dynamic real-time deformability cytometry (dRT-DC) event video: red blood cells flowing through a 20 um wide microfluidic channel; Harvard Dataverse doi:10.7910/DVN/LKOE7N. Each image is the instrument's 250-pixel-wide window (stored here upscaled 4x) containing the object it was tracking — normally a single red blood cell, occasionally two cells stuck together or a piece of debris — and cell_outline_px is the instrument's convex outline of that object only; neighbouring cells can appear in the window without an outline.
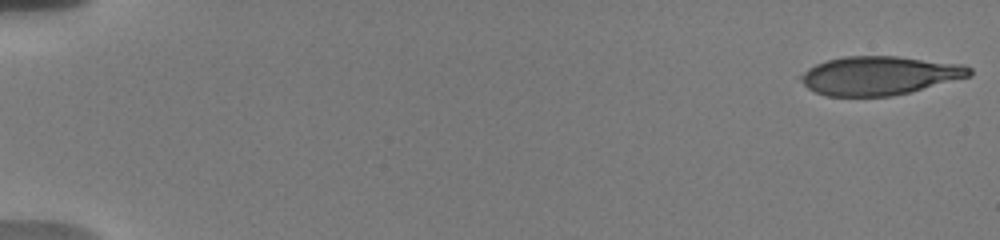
{"species": "human", "species_latin": "Homo sapiens", "temperature_condition": "warm", "stored_images_in_passage": 18, "camera_frame_rate_fps": 3000, "um_per_image_px": 0.085, "donor": {"sex": "male"}, "frame": {"image": 1, "passage_image": 1, "time_ms": 0.0, "image_size_px": [1000, 240], "cell_outline_px": [[972, 76], [892, 96], [828, 96], [816, 92], [808, 88], [796, 76], [808, 68], [816, 64], [828, 60], [844, 56], [896, 56], [964, 64], [972, 68]], "centroid_in_image_um": [74.74, 6.41], "position_along_channel_um": 10.3, "area_um2": 38.09}}
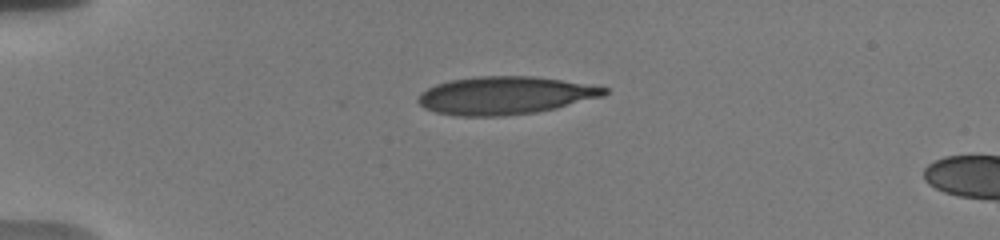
{"frame": {"image": 2, "passage_image": 14, "time_ms": 4.333, "image_size_px": [1000, 240], "cell_outline_px": [[608, 92], [604, 96], [556, 108], [536, 112], [504, 116], [456, 116], [436, 112], [424, 108], [416, 100], [420, 92], [436, 84], [448, 80], [476, 76], [532, 76], [560, 80], [608, 88]], "centroid_in_image_um": [42.88, 8.12], "position_along_channel_um": 42.1, "area_um2": 41.1}}